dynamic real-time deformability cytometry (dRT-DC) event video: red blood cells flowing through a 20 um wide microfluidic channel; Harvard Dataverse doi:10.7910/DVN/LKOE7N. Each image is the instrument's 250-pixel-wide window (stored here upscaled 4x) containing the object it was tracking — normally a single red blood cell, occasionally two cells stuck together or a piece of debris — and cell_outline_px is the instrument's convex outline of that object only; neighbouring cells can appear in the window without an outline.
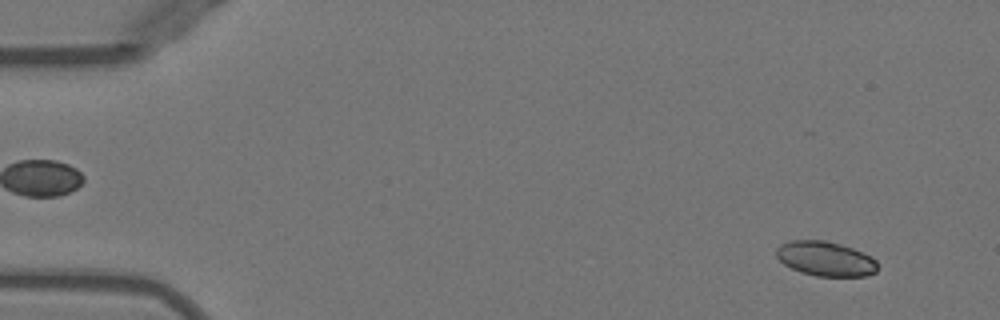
{"species": "Egyptian fruit bat (a non-hibernating species)", "species_latin": "Rousettus aegyptiacus", "temperature_condition": "warm", "stored_images_in_passage": 2, "camera_frame_rate_fps": 3000, "um_per_image_px": 0.085, "animal": {"sex": "female"}, "frame": {"image": 1, "passage_image": 2, "time_ms": 0.333, "image_size_px": [1000, 320], "cell_outline_px": [[876, 272], [868, 276], [816, 276], [800, 272], [784, 264], [776, 256], [776, 248], [780, 244], [792, 240], [824, 240], [840, 244], [852, 248], [872, 256], [876, 260]], "centroid_in_image_um": [70.16, 21.99], "position_along_channel_um": 14.8, "area_um2": 20.46}}